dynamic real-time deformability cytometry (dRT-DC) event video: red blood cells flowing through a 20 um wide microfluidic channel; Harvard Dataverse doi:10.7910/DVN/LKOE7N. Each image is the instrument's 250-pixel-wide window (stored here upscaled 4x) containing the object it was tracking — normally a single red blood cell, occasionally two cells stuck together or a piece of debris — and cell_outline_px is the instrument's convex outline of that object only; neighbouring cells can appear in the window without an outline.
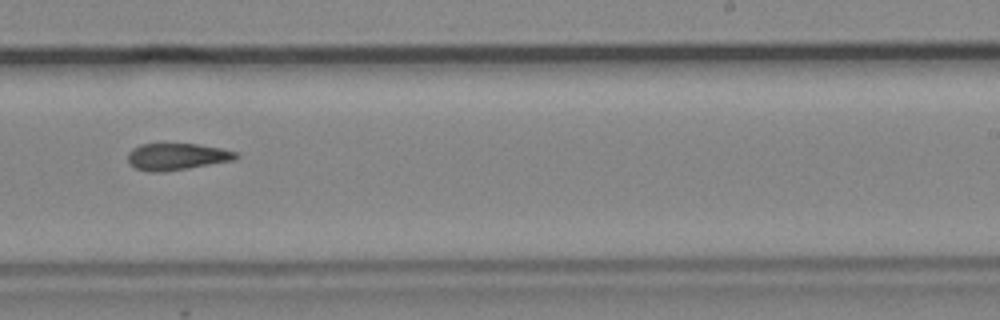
{"species": "common noctule bat (a hibernating species)", "species_latin": "Nyctalus noctula", "temperature_condition": "cold", "stored_images_in_passage": 16, "camera_frame_rate_fps": 3000, "um_per_image_px": 0.085, "animal": {"sex": "male", "body_mass_g": 19.2, "forearm_length_mm": 51.8}, "frame": {"image": 1, "passage_image": 10, "time_ms": 3.0, "image_size_px": [1000, 320], "cell_outline_px": [[240, 156], [236, 160], [164, 172], [148, 172], [136, 168], [128, 160], [128, 152], [132, 148], [140, 144], [196, 144], [220, 148], [236, 152]], "centroid_in_image_um": [15.04, 13.32], "position_along_channel_um": 274.0, "area_um2": 16.88}}
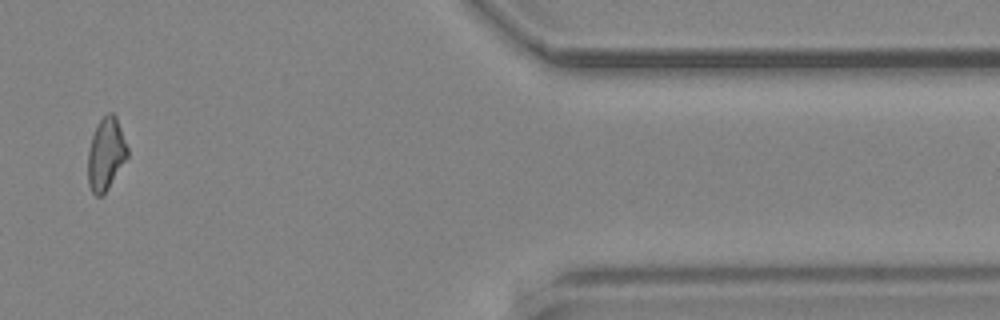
{"frame": {"image": 2, "passage_image": 14, "time_ms": 4.333, "image_size_px": [1000, 320], "cell_outline_px": [[128, 156], [104, 196], [96, 196], [92, 192], [88, 184], [88, 152], [92, 136], [100, 120], [108, 112], [112, 112], [116, 116], [128, 148]], "centroid_in_image_um": [9.01, 13.13], "position_along_channel_um": 402.4, "area_um2": 16.65}}